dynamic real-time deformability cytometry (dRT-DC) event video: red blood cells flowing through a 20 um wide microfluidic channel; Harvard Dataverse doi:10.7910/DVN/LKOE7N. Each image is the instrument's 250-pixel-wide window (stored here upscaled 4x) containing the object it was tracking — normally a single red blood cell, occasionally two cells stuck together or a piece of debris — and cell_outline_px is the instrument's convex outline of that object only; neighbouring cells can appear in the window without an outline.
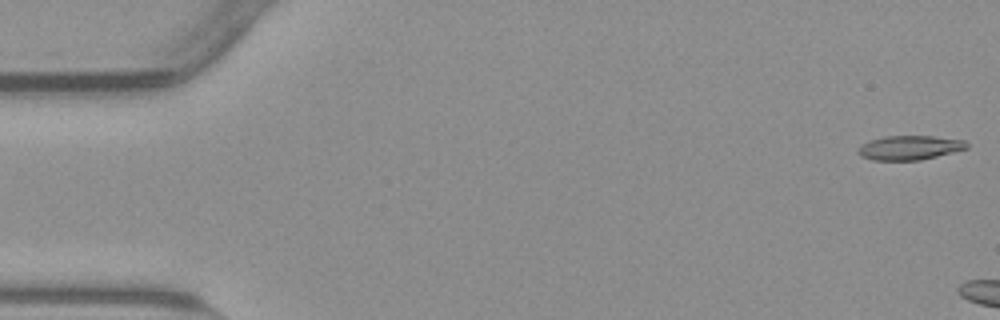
{"species": "common noctule bat (a hibernating species)", "species_latin": "Nyctalus noctula", "temperature_condition": "warm", "stored_images_in_passage": 5, "camera_frame_rate_fps": 3000, "um_per_image_px": 0.085, "animal": {"sex": "male", "body_mass_g": 23.1, "forearm_length_mm": 52.7}, "frame": {"image": 1, "passage_image": 1, "time_ms": 0.0, "image_size_px": [1000, 320], "cell_outline_px": [[968, 148], [920, 160], [872, 160], [860, 156], [856, 152], [860, 144], [868, 140], [884, 136], [932, 136], [964, 140], [968, 144]], "centroid_in_image_um": [77.25, 12.55], "position_along_channel_um": 7.8, "area_um2": 15.43}}